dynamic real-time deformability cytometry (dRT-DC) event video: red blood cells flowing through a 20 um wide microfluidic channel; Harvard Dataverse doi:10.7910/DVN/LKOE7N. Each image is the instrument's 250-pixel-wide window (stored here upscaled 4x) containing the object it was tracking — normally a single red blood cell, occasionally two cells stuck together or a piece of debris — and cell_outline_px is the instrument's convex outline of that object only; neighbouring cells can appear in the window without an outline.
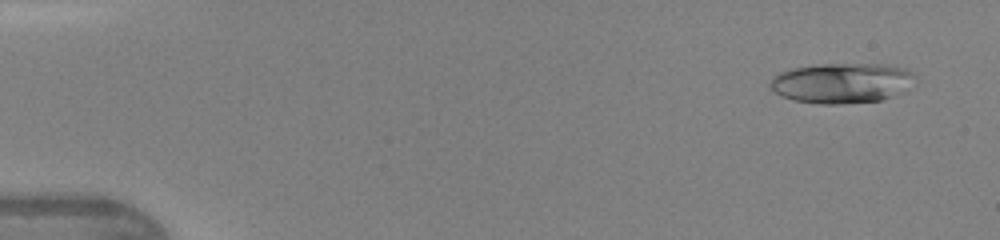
{"species": "human", "species_latin": "Homo sapiens", "temperature_condition": "warm", "stored_images_in_passage": 46, "camera_frame_rate_fps": 3000, "um_per_image_px": 0.085, "donor": {"sex": "female"}, "frame": {"image": 1, "passage_image": 3, "time_ms": 0.667, "image_size_px": [1000, 240], "cell_outline_px": [[916, 76], [888, 96], [880, 100], [840, 104], [820, 104], [792, 100], [780, 96], [768, 84], [772, 76], [780, 72], [792, 68], [820, 64], [884, 64], [908, 68]], "centroid_in_image_um": [71.41, 7.04], "position_along_channel_um": 13.6, "area_um2": 33.29}}
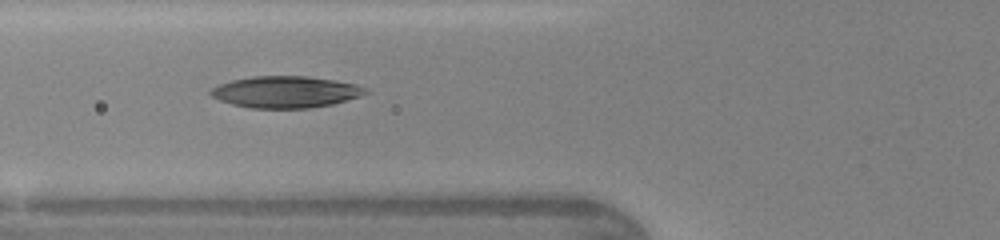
{"frame": {"image": 2, "passage_image": 18, "time_ms": 5.667, "image_size_px": [1000, 240], "cell_outline_px": [[372, 92], [360, 96], [332, 104], [308, 108], [252, 108], [232, 104], [220, 100], [212, 96], [208, 92], [212, 88], [220, 84], [232, 80], [252, 76], [308, 76], [356, 84], [368, 88]], "centroid_in_image_um": [24.3, 7.81], "position_along_channel_um": 101.5, "area_um2": 28.5}}
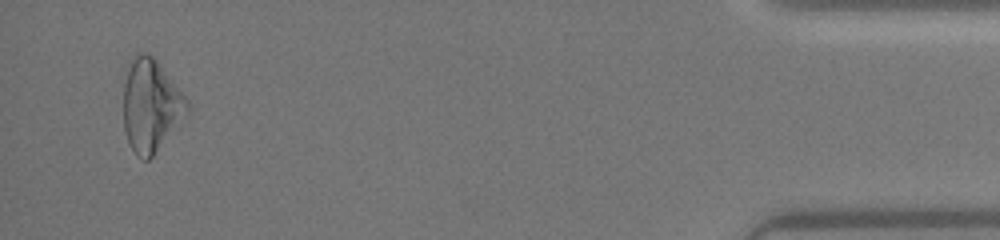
{"frame": {"image": 3, "passage_image": 45, "time_ms": 14.667, "image_size_px": [1000, 240], "cell_outline_px": [[188, 112], [152, 156], [148, 160], [140, 160], [136, 156], [128, 144], [124, 128], [124, 68], [128, 60], [136, 52], [148, 52], [156, 60], [188, 100]], "centroid_in_image_um": [12.76, 8.92], "position_along_channel_um": 422.4, "area_um2": 34.51}, "authors_computed_cell_mechanics": {"area_um2": 28.9867, "velocity_mm_per_s": 4.3379, "shape_relaxation_time_tau1_ms": 5.8053, "shape_relaxation_time_tau2_ms": 2.3681, "deformation_change_tau1": 0.1857, "deformation_change_tau2": 0.1085}}